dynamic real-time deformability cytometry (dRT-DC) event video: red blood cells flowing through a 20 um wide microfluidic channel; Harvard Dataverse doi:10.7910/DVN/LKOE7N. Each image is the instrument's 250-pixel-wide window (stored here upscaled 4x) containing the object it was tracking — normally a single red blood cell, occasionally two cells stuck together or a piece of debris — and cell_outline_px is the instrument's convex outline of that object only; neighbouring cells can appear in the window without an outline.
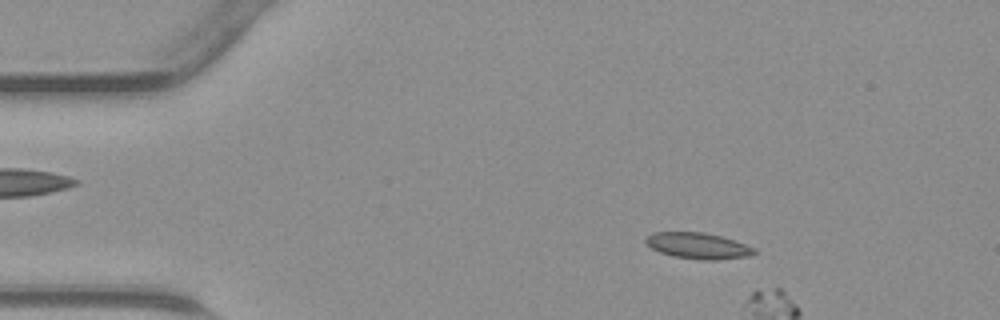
{"species": "common noctule bat (a hibernating species)", "species_latin": "Nyctalus noctula", "temperature_condition": "warm", "stored_images_in_passage": 11, "camera_frame_rate_fps": 3000, "um_per_image_px": 0.085, "animal": {"sex": "male", "body_mass_g": 23.1, "forearm_length_mm": 52.7}, "frame": {"image": 1, "passage_image": 7, "time_ms": 2.0, "image_size_px": [1000, 320], "cell_outline_px": [[756, 252], [748, 256], [716, 260], [700, 260], [672, 256], [660, 252], [652, 248], [644, 240], [652, 232], [704, 232], [720, 236], [756, 248]], "centroid_in_image_um": [59.32, 20.89], "position_along_channel_um": 25.7, "area_um2": 16.36}}